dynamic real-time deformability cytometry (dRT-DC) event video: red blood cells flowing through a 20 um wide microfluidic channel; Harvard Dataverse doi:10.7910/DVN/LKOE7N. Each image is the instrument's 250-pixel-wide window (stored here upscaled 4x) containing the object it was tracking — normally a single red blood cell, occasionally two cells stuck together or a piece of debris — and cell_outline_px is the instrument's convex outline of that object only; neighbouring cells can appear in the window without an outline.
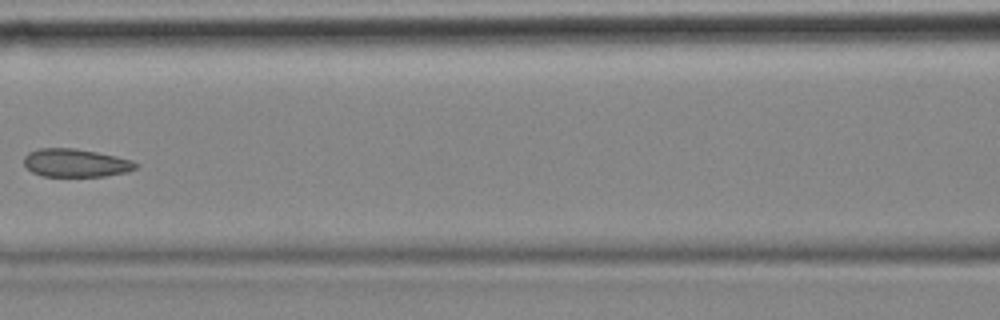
{"species": "common noctule bat (a hibernating species)", "species_latin": "Nyctalus noctula", "temperature_condition": "cold", "stored_images_in_passage": 11, "camera_frame_rate_fps": 3000, "um_per_image_px": 0.085, "animal": {"sex": "female", "body_mass_g": 18.4}, "frame": {"image": 1, "passage_image": 7, "time_ms": 2.0, "image_size_px": [1000, 320], "cell_outline_px": [[136, 168], [128, 172], [104, 176], [44, 176], [32, 172], [24, 164], [24, 156], [28, 152], [40, 148], [72, 148], [96, 152], [116, 156], [132, 160], [136, 164]], "centroid_in_image_um": [6.42, 13.85], "position_along_channel_um": 160.2, "area_um2": 18.21}}
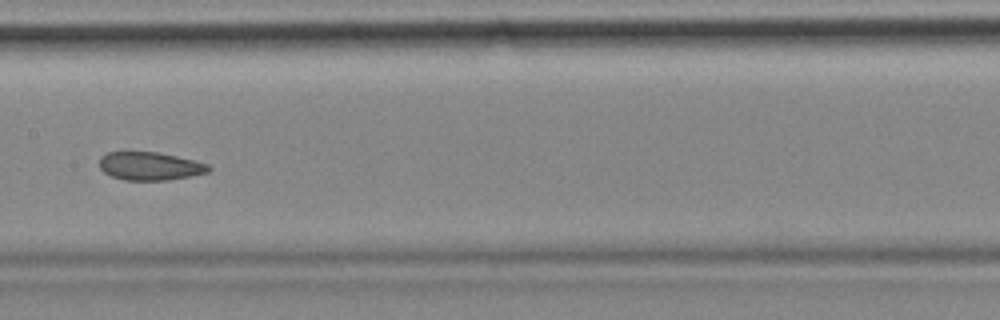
{"frame": {"image": 2, "passage_image": 8, "time_ms": 2.333, "image_size_px": [1000, 320], "cell_outline_px": [[212, 168], [208, 172], [168, 180], [124, 180], [112, 176], [104, 172], [100, 168], [100, 156], [108, 152], [128, 148], [156, 152], [176, 156], [208, 164]], "centroid_in_image_um": [12.66, 14.07], "position_along_channel_um": 194.7, "area_um2": 18.44}}
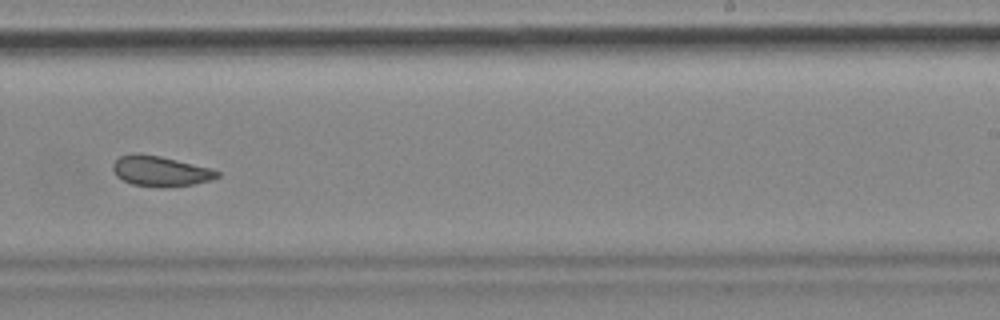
{"frame": {"image": 3, "passage_image": 10, "time_ms": 3.0, "image_size_px": [1000, 320], "cell_outline_px": [[220, 176], [212, 180], [192, 184], [168, 188], [164, 188], [132, 184], [116, 176], [112, 168], [112, 164], [120, 156], [132, 152], [140, 152], [160, 156], [212, 168], [220, 172]], "centroid_in_image_um": [13.63, 14.54], "position_along_channel_um": 275.4, "area_um2": 18.73}}